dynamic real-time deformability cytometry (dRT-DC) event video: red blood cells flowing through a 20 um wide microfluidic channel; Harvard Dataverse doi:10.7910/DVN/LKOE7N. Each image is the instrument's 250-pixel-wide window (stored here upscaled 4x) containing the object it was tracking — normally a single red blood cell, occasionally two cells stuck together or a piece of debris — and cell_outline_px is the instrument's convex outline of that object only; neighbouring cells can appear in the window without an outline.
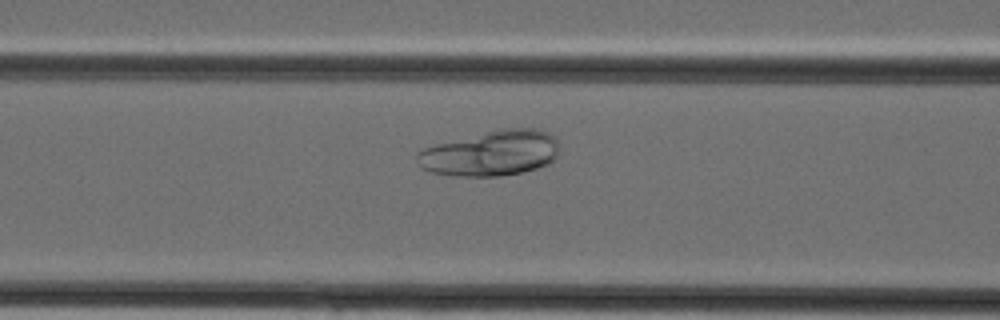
{"species": "Egyptian fruit bat (a non-hibernating species)", "species_latin": "Rousettus aegyptiacus", "temperature_condition": "cold", "stored_images_in_passage": 35, "camera_frame_rate_fps": 3000, "um_per_image_px": 0.085, "animal": {"sex": "female"}, "frame": {"image": 1, "passage_image": 12, "time_ms": 3.667, "image_size_px": [1000, 320], "cell_outline_px": [[556, 156], [548, 164], [536, 168], [520, 172], [500, 176], [456, 176], [428, 172], [420, 168], [416, 160], [416, 152], [424, 148], [436, 144], [504, 128], [536, 128], [548, 132], [556, 140]], "centroid_in_image_um": [41.66, 13.04], "position_along_channel_um": 124.9, "area_um2": 37.28}}
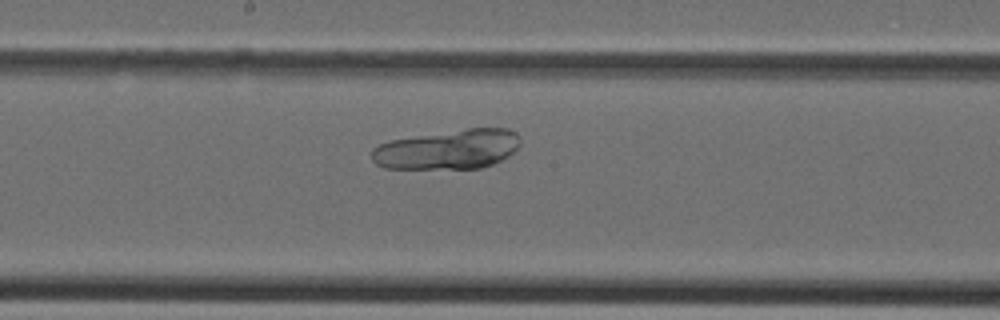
{"frame": {"image": 2, "passage_image": 17, "time_ms": 5.333, "image_size_px": [1000, 320], "cell_outline_px": [[520, 144], [508, 156], [492, 164], [480, 168], [384, 168], [376, 164], [372, 160], [372, 148], [380, 144], [392, 140], [468, 128], [508, 128], [516, 132], [520, 136]], "centroid_in_image_um": [38.1, 12.69], "position_along_channel_um": 210.1, "area_um2": 33.99}}
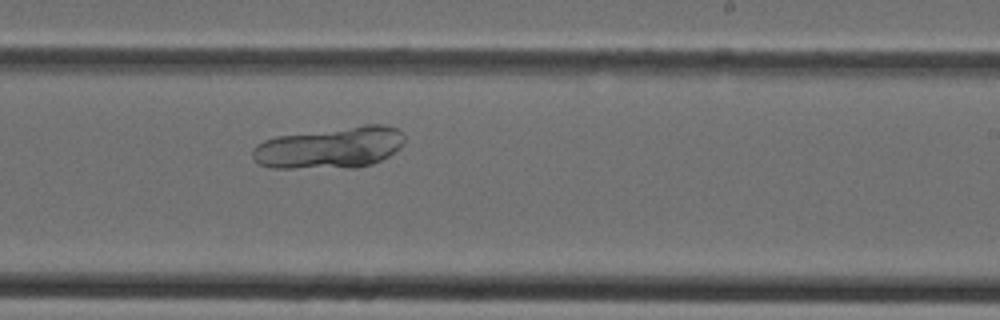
{"frame": {"image": 3, "passage_image": 20, "time_ms": 6.333, "image_size_px": [1000, 320], "cell_outline_px": [[404, 144], [400, 148], [388, 156], [372, 164], [356, 168], [272, 168], [260, 164], [252, 156], [252, 148], [256, 144], [264, 140], [276, 136], [364, 124], [384, 124], [396, 128], [404, 136]], "centroid_in_image_um": [28.06, 12.55], "position_along_channel_um": 260.9, "area_um2": 37.17}}